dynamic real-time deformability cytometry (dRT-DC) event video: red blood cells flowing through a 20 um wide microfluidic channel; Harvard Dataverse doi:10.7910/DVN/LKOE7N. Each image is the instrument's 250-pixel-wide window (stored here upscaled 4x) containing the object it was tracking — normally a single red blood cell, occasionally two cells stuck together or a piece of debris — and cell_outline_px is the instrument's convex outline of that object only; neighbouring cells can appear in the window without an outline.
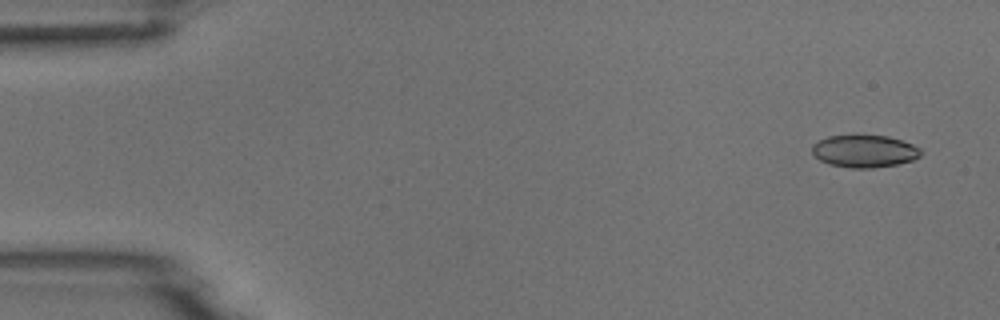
{"species": "common noctule bat (a hibernating species)", "species_latin": "Nyctalus noctula", "temperature_condition": "room temperature", "stored_images_in_passage": 4, "camera_frame_rate_fps": 3000, "um_per_image_px": 0.085, "animal": {"sex": "male", "body_mass_g": 18.8}, "frame": {"image": 1, "passage_image": 1, "time_ms": 0.0, "image_size_px": [1000, 320], "cell_outline_px": [[924, 152], [920, 156], [912, 160], [896, 164], [872, 168], [852, 168], [828, 164], [820, 160], [812, 152], [812, 144], [828, 136], [856, 132], [888, 136], [912, 144], [920, 148]], "centroid_in_image_um": [73.46, 12.8], "position_along_channel_um": 11.5, "area_um2": 21.21}}
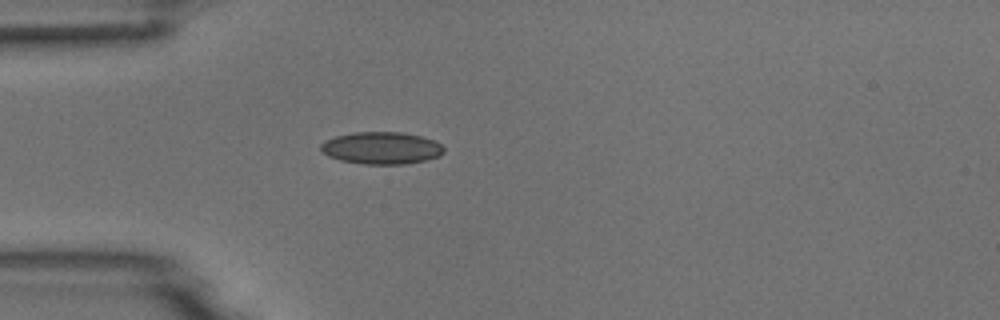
{"frame": {"image": 2, "passage_image": 4, "time_ms": 4.0, "image_size_px": [1000, 320], "cell_outline_px": [[444, 152], [440, 156], [424, 160], [404, 164], [364, 164], [340, 160], [328, 156], [320, 148], [320, 144], [324, 140], [336, 136], [352, 132], [404, 132], [436, 140], [444, 148]], "centroid_in_image_um": [32.43, 12.57], "position_along_channel_um": 52.6, "area_um2": 23.18}}